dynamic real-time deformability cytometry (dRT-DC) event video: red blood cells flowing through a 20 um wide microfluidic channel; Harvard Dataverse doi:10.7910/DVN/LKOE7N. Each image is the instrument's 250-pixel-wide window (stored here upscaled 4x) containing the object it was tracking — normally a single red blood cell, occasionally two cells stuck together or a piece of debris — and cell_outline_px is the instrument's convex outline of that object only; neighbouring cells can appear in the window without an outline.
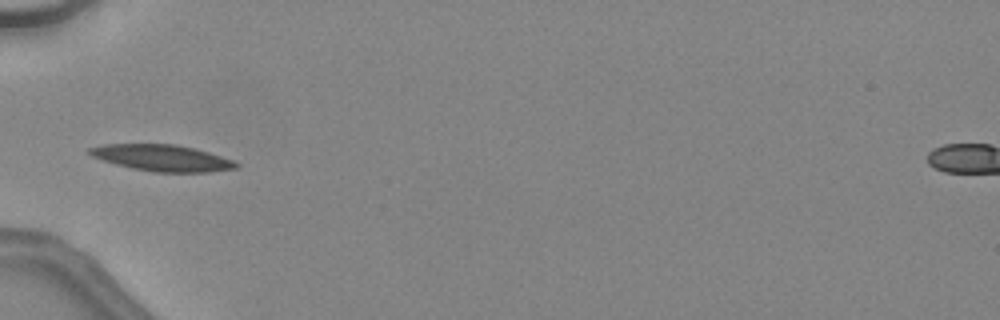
{"species": "common noctule bat (a hibernating species)", "species_latin": "Nyctalus noctula", "temperature_condition": "warm", "stored_images_in_passage": 29, "camera_frame_rate_fps": 3000, "um_per_image_px": 0.085, "animal": {"sex": "female", "body_mass_g": 24.6, "forearm_length_mm": 56.2}, "frame": {"image": 1, "passage_image": 1, "time_ms": 0.0, "image_size_px": [1000, 320], "cell_outline_px": [[240, 164], [236, 168], [208, 172], [152, 172], [132, 168], [116, 164], [92, 156], [88, 152], [88, 148], [104, 144], [176, 144], [208, 152], [232, 160]], "centroid_in_image_um": [13.77, 13.42], "position_along_channel_um": 71.2, "area_um2": 22.31}}
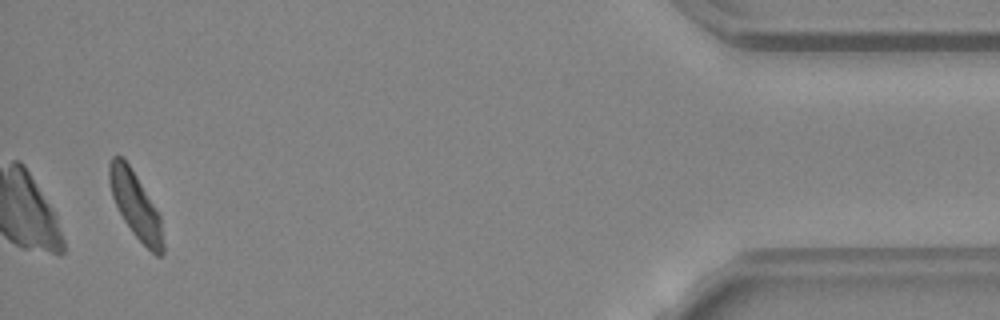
{"frame": {"image": 2, "passage_image": 29, "time_ms": 9.333, "image_size_px": [1000, 320], "cell_outline_px": [[164, 252], [160, 256], [156, 256], [132, 232], [124, 220], [112, 196], [108, 180], [108, 164], [112, 156], [124, 156], [156, 208], [160, 216], [164, 244]], "centroid_in_image_um": [11.51, 17.41], "position_along_channel_um": 423.7, "area_um2": 20.58}, "authors_computed_cell_mechanics": {"area_um2": 21.7906, "velocity_mm_per_s": 4.5253, "shape_relaxation_time_tau1_ms": 3.2392, "shape_relaxation_time_tau2_ms": null, "deformation_change_tau1": 0.1535, "deformation_change_tau2": null}}